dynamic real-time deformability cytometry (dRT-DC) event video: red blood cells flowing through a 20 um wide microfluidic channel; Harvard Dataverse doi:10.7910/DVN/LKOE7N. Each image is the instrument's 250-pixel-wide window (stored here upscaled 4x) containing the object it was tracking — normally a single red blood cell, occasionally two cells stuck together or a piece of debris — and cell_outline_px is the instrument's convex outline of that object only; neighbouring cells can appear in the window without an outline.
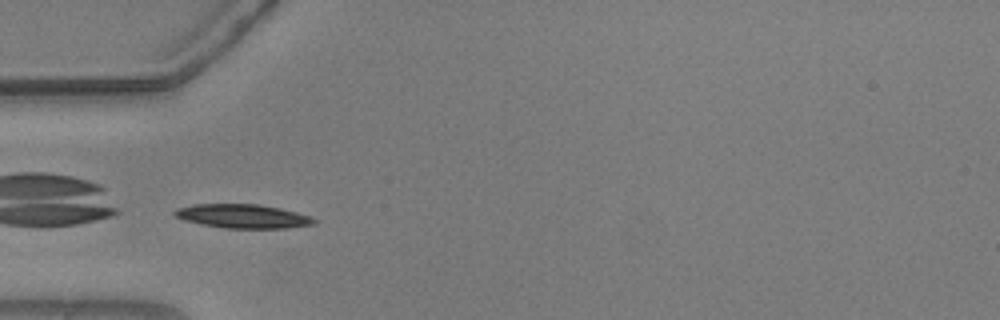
{"species": "common noctule bat (a hibernating species)", "species_latin": "Nyctalus noctula", "temperature_condition": "warm", "stored_images_in_passage": 39, "camera_frame_rate_fps": 3000, "um_per_image_px": 0.085, "animal": {"sex": "male", "body_mass_g": 20.5, "forearm_length_mm": 52.5}, "frame": {"image": 1, "passage_image": 1, "time_ms": 0.0, "image_size_px": [1000, 320], "cell_outline_px": [[316, 224], [288, 228], [224, 228], [184, 220], [176, 216], [172, 212], [176, 208], [192, 204], [260, 204], [280, 208], [296, 212], [308, 216], [316, 220]], "centroid_in_image_um": [20.63, 18.37], "position_along_channel_um": 64.4, "area_um2": 19.36}}
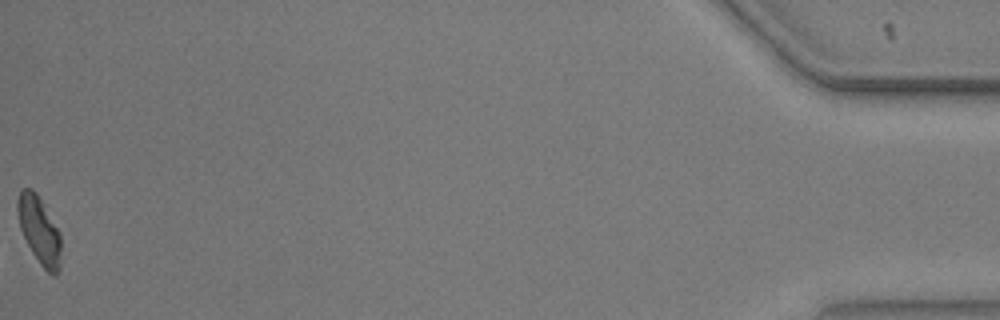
{"frame": {"image": 2, "passage_image": 39, "time_ms": 12.667, "image_size_px": [1000, 320], "cell_outline_px": [[60, 268], [56, 276], [52, 276], [40, 264], [32, 252], [20, 228], [16, 208], [16, 200], [20, 188], [32, 188], [36, 192], [60, 232]], "centroid_in_image_um": [3.32, 19.55], "position_along_channel_um": 431.9, "area_um2": 17.11}, "authors_computed_cell_mechanics": {"area_um2": 18.5538, "velocity_mm_per_s": 3.6714, "shape_relaxation_time_tau1_ms": 2.8792, "shape_relaxation_time_tau2_ms": 5.8522, "deformation_change_tau1": 0.1193, "deformation_change_tau2": 0.1443}}